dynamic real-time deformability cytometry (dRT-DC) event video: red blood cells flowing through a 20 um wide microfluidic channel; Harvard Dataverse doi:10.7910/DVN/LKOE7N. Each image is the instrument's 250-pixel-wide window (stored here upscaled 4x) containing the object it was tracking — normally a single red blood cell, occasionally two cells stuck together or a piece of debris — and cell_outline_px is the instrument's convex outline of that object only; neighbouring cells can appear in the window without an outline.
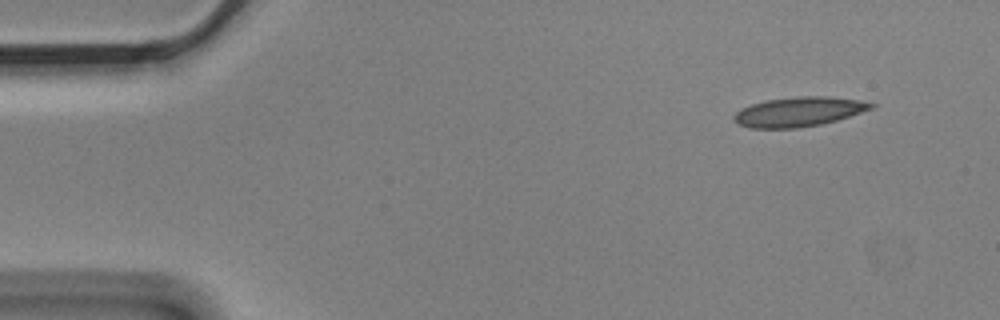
{"species": "Egyptian fruit bat (a non-hibernating species)", "species_latin": "Rousettus aegyptiacus", "temperature_condition": "cold", "stored_images_in_passage": 4, "camera_frame_rate_fps": 3000, "um_per_image_px": 0.085, "animal": {"sex": "male"}, "frame": {"image": 1, "passage_image": 1, "time_ms": 0.0, "image_size_px": [1000, 320], "cell_outline_px": [[876, 104], [872, 108], [836, 120], [820, 124], [796, 128], [748, 128], [736, 124], [732, 120], [732, 116], [740, 108], [752, 104], [768, 100], [800, 96], [828, 96], [864, 100]], "centroid_in_image_um": [67.85, 9.5], "position_along_channel_um": 17.1, "area_um2": 23.64}}
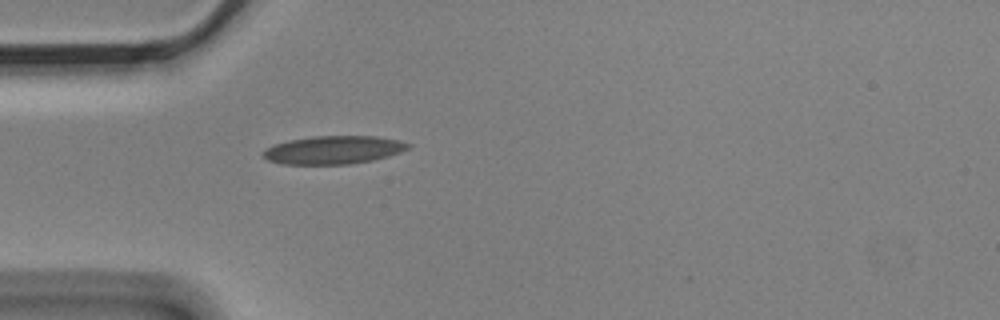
{"frame": {"image": 2, "passage_image": 4, "time_ms": 1.0, "image_size_px": [1000, 320], "cell_outline_px": [[412, 144], [408, 148], [400, 152], [388, 156], [372, 160], [352, 164], [280, 164], [268, 160], [260, 152], [272, 144], [288, 140], [312, 136], [376, 136], [400, 140]], "centroid_in_image_um": [28.32, 12.74], "position_along_channel_um": 56.7, "area_um2": 23.99}}